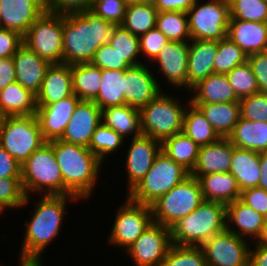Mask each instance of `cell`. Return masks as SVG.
I'll return each mask as SVG.
<instances>
[{"label": "cell", "instance_id": "53", "mask_svg": "<svg viewBox=\"0 0 267 266\" xmlns=\"http://www.w3.org/2000/svg\"><path fill=\"white\" fill-rule=\"evenodd\" d=\"M247 61L256 77L259 92L267 94V54L262 52L248 55Z\"/></svg>", "mask_w": 267, "mask_h": 266}, {"label": "cell", "instance_id": "54", "mask_svg": "<svg viewBox=\"0 0 267 266\" xmlns=\"http://www.w3.org/2000/svg\"><path fill=\"white\" fill-rule=\"evenodd\" d=\"M23 44V36L19 33L0 28V58L13 57Z\"/></svg>", "mask_w": 267, "mask_h": 266}, {"label": "cell", "instance_id": "9", "mask_svg": "<svg viewBox=\"0 0 267 266\" xmlns=\"http://www.w3.org/2000/svg\"><path fill=\"white\" fill-rule=\"evenodd\" d=\"M203 201L199 181L190 175L150 205L153 221L171 228Z\"/></svg>", "mask_w": 267, "mask_h": 266}, {"label": "cell", "instance_id": "29", "mask_svg": "<svg viewBox=\"0 0 267 266\" xmlns=\"http://www.w3.org/2000/svg\"><path fill=\"white\" fill-rule=\"evenodd\" d=\"M190 92L191 103H229L240 101L225 74L213 73L195 85Z\"/></svg>", "mask_w": 267, "mask_h": 266}, {"label": "cell", "instance_id": "14", "mask_svg": "<svg viewBox=\"0 0 267 266\" xmlns=\"http://www.w3.org/2000/svg\"><path fill=\"white\" fill-rule=\"evenodd\" d=\"M171 245L170 228L153 222L124 253L135 266H161Z\"/></svg>", "mask_w": 267, "mask_h": 266}, {"label": "cell", "instance_id": "36", "mask_svg": "<svg viewBox=\"0 0 267 266\" xmlns=\"http://www.w3.org/2000/svg\"><path fill=\"white\" fill-rule=\"evenodd\" d=\"M200 146L183 132L166 138L161 143V151L190 173L196 166Z\"/></svg>", "mask_w": 267, "mask_h": 266}, {"label": "cell", "instance_id": "56", "mask_svg": "<svg viewBox=\"0 0 267 266\" xmlns=\"http://www.w3.org/2000/svg\"><path fill=\"white\" fill-rule=\"evenodd\" d=\"M196 0H156L154 7L161 11H182L187 12L193 7Z\"/></svg>", "mask_w": 267, "mask_h": 266}, {"label": "cell", "instance_id": "31", "mask_svg": "<svg viewBox=\"0 0 267 266\" xmlns=\"http://www.w3.org/2000/svg\"><path fill=\"white\" fill-rule=\"evenodd\" d=\"M229 172L236 179L240 191L258 187L261 176L259 152L234 146Z\"/></svg>", "mask_w": 267, "mask_h": 266}, {"label": "cell", "instance_id": "45", "mask_svg": "<svg viewBox=\"0 0 267 266\" xmlns=\"http://www.w3.org/2000/svg\"><path fill=\"white\" fill-rule=\"evenodd\" d=\"M236 96L241 99L259 92L256 77L246 61L225 74Z\"/></svg>", "mask_w": 267, "mask_h": 266}, {"label": "cell", "instance_id": "39", "mask_svg": "<svg viewBox=\"0 0 267 266\" xmlns=\"http://www.w3.org/2000/svg\"><path fill=\"white\" fill-rule=\"evenodd\" d=\"M156 28L169 41L190 42L191 36L188 27L187 13L182 11H161L156 18Z\"/></svg>", "mask_w": 267, "mask_h": 266}, {"label": "cell", "instance_id": "59", "mask_svg": "<svg viewBox=\"0 0 267 266\" xmlns=\"http://www.w3.org/2000/svg\"><path fill=\"white\" fill-rule=\"evenodd\" d=\"M259 161L261 176L258 182V187L267 191V152L259 153Z\"/></svg>", "mask_w": 267, "mask_h": 266}, {"label": "cell", "instance_id": "26", "mask_svg": "<svg viewBox=\"0 0 267 266\" xmlns=\"http://www.w3.org/2000/svg\"><path fill=\"white\" fill-rule=\"evenodd\" d=\"M227 38L236 43L247 56L265 52L267 48V22L230 19Z\"/></svg>", "mask_w": 267, "mask_h": 266}, {"label": "cell", "instance_id": "25", "mask_svg": "<svg viewBox=\"0 0 267 266\" xmlns=\"http://www.w3.org/2000/svg\"><path fill=\"white\" fill-rule=\"evenodd\" d=\"M264 220L265 217L240 199L226 205V230L244 239L249 237L253 243L262 231Z\"/></svg>", "mask_w": 267, "mask_h": 266}, {"label": "cell", "instance_id": "15", "mask_svg": "<svg viewBox=\"0 0 267 266\" xmlns=\"http://www.w3.org/2000/svg\"><path fill=\"white\" fill-rule=\"evenodd\" d=\"M129 66L124 74L125 104L141 109L154 99L162 89L148 64Z\"/></svg>", "mask_w": 267, "mask_h": 266}, {"label": "cell", "instance_id": "28", "mask_svg": "<svg viewBox=\"0 0 267 266\" xmlns=\"http://www.w3.org/2000/svg\"><path fill=\"white\" fill-rule=\"evenodd\" d=\"M101 122L124 139L142 134L140 109L127 104L101 109Z\"/></svg>", "mask_w": 267, "mask_h": 266}, {"label": "cell", "instance_id": "13", "mask_svg": "<svg viewBox=\"0 0 267 266\" xmlns=\"http://www.w3.org/2000/svg\"><path fill=\"white\" fill-rule=\"evenodd\" d=\"M251 243L225 230L204 242L202 248L207 266H249Z\"/></svg>", "mask_w": 267, "mask_h": 266}, {"label": "cell", "instance_id": "57", "mask_svg": "<svg viewBox=\"0 0 267 266\" xmlns=\"http://www.w3.org/2000/svg\"><path fill=\"white\" fill-rule=\"evenodd\" d=\"M15 81L16 74L12 57L0 58V90Z\"/></svg>", "mask_w": 267, "mask_h": 266}, {"label": "cell", "instance_id": "22", "mask_svg": "<svg viewBox=\"0 0 267 266\" xmlns=\"http://www.w3.org/2000/svg\"><path fill=\"white\" fill-rule=\"evenodd\" d=\"M192 42V43H191ZM218 41L191 40L189 42L187 90L214 73Z\"/></svg>", "mask_w": 267, "mask_h": 266}, {"label": "cell", "instance_id": "1", "mask_svg": "<svg viewBox=\"0 0 267 266\" xmlns=\"http://www.w3.org/2000/svg\"><path fill=\"white\" fill-rule=\"evenodd\" d=\"M115 26L90 10L63 15V63H90L95 52L111 39Z\"/></svg>", "mask_w": 267, "mask_h": 266}, {"label": "cell", "instance_id": "4", "mask_svg": "<svg viewBox=\"0 0 267 266\" xmlns=\"http://www.w3.org/2000/svg\"><path fill=\"white\" fill-rule=\"evenodd\" d=\"M172 244L201 246L213 235L226 230V206L204 200L195 210L171 228Z\"/></svg>", "mask_w": 267, "mask_h": 266}, {"label": "cell", "instance_id": "48", "mask_svg": "<svg viewBox=\"0 0 267 266\" xmlns=\"http://www.w3.org/2000/svg\"><path fill=\"white\" fill-rule=\"evenodd\" d=\"M125 0H95L90 11L96 16L120 25L126 13Z\"/></svg>", "mask_w": 267, "mask_h": 266}, {"label": "cell", "instance_id": "16", "mask_svg": "<svg viewBox=\"0 0 267 266\" xmlns=\"http://www.w3.org/2000/svg\"><path fill=\"white\" fill-rule=\"evenodd\" d=\"M131 140L124 163L127 172V193L143 179L161 152V142L151 137L141 135Z\"/></svg>", "mask_w": 267, "mask_h": 266}, {"label": "cell", "instance_id": "33", "mask_svg": "<svg viewBox=\"0 0 267 266\" xmlns=\"http://www.w3.org/2000/svg\"><path fill=\"white\" fill-rule=\"evenodd\" d=\"M228 139L237 148L267 152V122H254L240 117Z\"/></svg>", "mask_w": 267, "mask_h": 266}, {"label": "cell", "instance_id": "52", "mask_svg": "<svg viewBox=\"0 0 267 266\" xmlns=\"http://www.w3.org/2000/svg\"><path fill=\"white\" fill-rule=\"evenodd\" d=\"M240 200L263 217H267V191L259 187L241 191Z\"/></svg>", "mask_w": 267, "mask_h": 266}, {"label": "cell", "instance_id": "38", "mask_svg": "<svg viewBox=\"0 0 267 266\" xmlns=\"http://www.w3.org/2000/svg\"><path fill=\"white\" fill-rule=\"evenodd\" d=\"M157 14L158 10L154 4H128L123 22L120 25L133 35L140 36L156 27Z\"/></svg>", "mask_w": 267, "mask_h": 266}, {"label": "cell", "instance_id": "63", "mask_svg": "<svg viewBox=\"0 0 267 266\" xmlns=\"http://www.w3.org/2000/svg\"><path fill=\"white\" fill-rule=\"evenodd\" d=\"M156 0H145V3L155 4Z\"/></svg>", "mask_w": 267, "mask_h": 266}, {"label": "cell", "instance_id": "30", "mask_svg": "<svg viewBox=\"0 0 267 266\" xmlns=\"http://www.w3.org/2000/svg\"><path fill=\"white\" fill-rule=\"evenodd\" d=\"M192 104L201 110L220 138H228L241 117L239 101Z\"/></svg>", "mask_w": 267, "mask_h": 266}, {"label": "cell", "instance_id": "7", "mask_svg": "<svg viewBox=\"0 0 267 266\" xmlns=\"http://www.w3.org/2000/svg\"><path fill=\"white\" fill-rule=\"evenodd\" d=\"M188 176V170L161 151L150 170L126 197L137 203L151 205Z\"/></svg>", "mask_w": 267, "mask_h": 266}, {"label": "cell", "instance_id": "11", "mask_svg": "<svg viewBox=\"0 0 267 266\" xmlns=\"http://www.w3.org/2000/svg\"><path fill=\"white\" fill-rule=\"evenodd\" d=\"M191 40L220 41L227 37L230 20L228 0H196L187 12Z\"/></svg>", "mask_w": 267, "mask_h": 266}, {"label": "cell", "instance_id": "37", "mask_svg": "<svg viewBox=\"0 0 267 266\" xmlns=\"http://www.w3.org/2000/svg\"><path fill=\"white\" fill-rule=\"evenodd\" d=\"M124 74L125 70L102 69L100 89L93 100L100 109L125 104Z\"/></svg>", "mask_w": 267, "mask_h": 266}, {"label": "cell", "instance_id": "32", "mask_svg": "<svg viewBox=\"0 0 267 266\" xmlns=\"http://www.w3.org/2000/svg\"><path fill=\"white\" fill-rule=\"evenodd\" d=\"M36 95L17 81L0 90V117L35 115Z\"/></svg>", "mask_w": 267, "mask_h": 266}, {"label": "cell", "instance_id": "44", "mask_svg": "<svg viewBox=\"0 0 267 266\" xmlns=\"http://www.w3.org/2000/svg\"><path fill=\"white\" fill-rule=\"evenodd\" d=\"M161 266H207V263L200 246L172 244Z\"/></svg>", "mask_w": 267, "mask_h": 266}, {"label": "cell", "instance_id": "42", "mask_svg": "<svg viewBox=\"0 0 267 266\" xmlns=\"http://www.w3.org/2000/svg\"><path fill=\"white\" fill-rule=\"evenodd\" d=\"M246 53L229 38L218 41V52L214 62V73L226 74L247 61Z\"/></svg>", "mask_w": 267, "mask_h": 266}, {"label": "cell", "instance_id": "3", "mask_svg": "<svg viewBox=\"0 0 267 266\" xmlns=\"http://www.w3.org/2000/svg\"><path fill=\"white\" fill-rule=\"evenodd\" d=\"M48 143L53 147L65 188L82 201L93 196L91 194L103 165L98 157L82 145L66 143L60 139Z\"/></svg>", "mask_w": 267, "mask_h": 266}, {"label": "cell", "instance_id": "27", "mask_svg": "<svg viewBox=\"0 0 267 266\" xmlns=\"http://www.w3.org/2000/svg\"><path fill=\"white\" fill-rule=\"evenodd\" d=\"M204 200L231 204L240 199L241 191L230 172L201 175L198 178Z\"/></svg>", "mask_w": 267, "mask_h": 266}, {"label": "cell", "instance_id": "35", "mask_svg": "<svg viewBox=\"0 0 267 266\" xmlns=\"http://www.w3.org/2000/svg\"><path fill=\"white\" fill-rule=\"evenodd\" d=\"M73 92L80 100L93 101L99 92L102 70L91 63L71 65Z\"/></svg>", "mask_w": 267, "mask_h": 266}, {"label": "cell", "instance_id": "61", "mask_svg": "<svg viewBox=\"0 0 267 266\" xmlns=\"http://www.w3.org/2000/svg\"><path fill=\"white\" fill-rule=\"evenodd\" d=\"M20 265L18 266H43L42 262H35V261H19Z\"/></svg>", "mask_w": 267, "mask_h": 266}, {"label": "cell", "instance_id": "8", "mask_svg": "<svg viewBox=\"0 0 267 266\" xmlns=\"http://www.w3.org/2000/svg\"><path fill=\"white\" fill-rule=\"evenodd\" d=\"M45 143L36 115L0 117V145L21 166Z\"/></svg>", "mask_w": 267, "mask_h": 266}, {"label": "cell", "instance_id": "58", "mask_svg": "<svg viewBox=\"0 0 267 266\" xmlns=\"http://www.w3.org/2000/svg\"><path fill=\"white\" fill-rule=\"evenodd\" d=\"M252 245L249 251V266H267V246L255 243L253 247Z\"/></svg>", "mask_w": 267, "mask_h": 266}, {"label": "cell", "instance_id": "10", "mask_svg": "<svg viewBox=\"0 0 267 266\" xmlns=\"http://www.w3.org/2000/svg\"><path fill=\"white\" fill-rule=\"evenodd\" d=\"M63 15L46 10L23 36V44L50 64L63 63Z\"/></svg>", "mask_w": 267, "mask_h": 266}, {"label": "cell", "instance_id": "41", "mask_svg": "<svg viewBox=\"0 0 267 266\" xmlns=\"http://www.w3.org/2000/svg\"><path fill=\"white\" fill-rule=\"evenodd\" d=\"M123 142L125 139L122 136L101 122L92 135L88 149L103 163L107 155L118 152Z\"/></svg>", "mask_w": 267, "mask_h": 266}, {"label": "cell", "instance_id": "47", "mask_svg": "<svg viewBox=\"0 0 267 266\" xmlns=\"http://www.w3.org/2000/svg\"><path fill=\"white\" fill-rule=\"evenodd\" d=\"M241 118L254 122H267V94L257 92L240 99Z\"/></svg>", "mask_w": 267, "mask_h": 266}, {"label": "cell", "instance_id": "12", "mask_svg": "<svg viewBox=\"0 0 267 266\" xmlns=\"http://www.w3.org/2000/svg\"><path fill=\"white\" fill-rule=\"evenodd\" d=\"M117 210L108 244L124 251L154 222L151 206L134 202L128 197Z\"/></svg>", "mask_w": 267, "mask_h": 266}, {"label": "cell", "instance_id": "34", "mask_svg": "<svg viewBox=\"0 0 267 266\" xmlns=\"http://www.w3.org/2000/svg\"><path fill=\"white\" fill-rule=\"evenodd\" d=\"M186 104L182 132L200 147L217 142L220 137L201 110L190 102V98Z\"/></svg>", "mask_w": 267, "mask_h": 266}, {"label": "cell", "instance_id": "2", "mask_svg": "<svg viewBox=\"0 0 267 266\" xmlns=\"http://www.w3.org/2000/svg\"><path fill=\"white\" fill-rule=\"evenodd\" d=\"M38 198L32 218L24 222L26 232L18 256L20 261L42 262L44 250L62 229L66 205L80 201L74 195H42Z\"/></svg>", "mask_w": 267, "mask_h": 266}, {"label": "cell", "instance_id": "23", "mask_svg": "<svg viewBox=\"0 0 267 266\" xmlns=\"http://www.w3.org/2000/svg\"><path fill=\"white\" fill-rule=\"evenodd\" d=\"M71 65L51 64L36 95L37 105H49L73 95Z\"/></svg>", "mask_w": 267, "mask_h": 266}, {"label": "cell", "instance_id": "46", "mask_svg": "<svg viewBox=\"0 0 267 266\" xmlns=\"http://www.w3.org/2000/svg\"><path fill=\"white\" fill-rule=\"evenodd\" d=\"M230 19L267 22V2L264 0H228Z\"/></svg>", "mask_w": 267, "mask_h": 266}, {"label": "cell", "instance_id": "20", "mask_svg": "<svg viewBox=\"0 0 267 266\" xmlns=\"http://www.w3.org/2000/svg\"><path fill=\"white\" fill-rule=\"evenodd\" d=\"M101 123V109L93 101L81 100L60 138L63 142L89 147L92 135Z\"/></svg>", "mask_w": 267, "mask_h": 266}, {"label": "cell", "instance_id": "62", "mask_svg": "<svg viewBox=\"0 0 267 266\" xmlns=\"http://www.w3.org/2000/svg\"><path fill=\"white\" fill-rule=\"evenodd\" d=\"M127 4H132V3H145V0H125Z\"/></svg>", "mask_w": 267, "mask_h": 266}, {"label": "cell", "instance_id": "17", "mask_svg": "<svg viewBox=\"0 0 267 266\" xmlns=\"http://www.w3.org/2000/svg\"><path fill=\"white\" fill-rule=\"evenodd\" d=\"M47 10V0H0V28L24 36Z\"/></svg>", "mask_w": 267, "mask_h": 266}, {"label": "cell", "instance_id": "6", "mask_svg": "<svg viewBox=\"0 0 267 266\" xmlns=\"http://www.w3.org/2000/svg\"><path fill=\"white\" fill-rule=\"evenodd\" d=\"M187 106L164 91L140 109L141 129L144 136L163 142L183 130V118Z\"/></svg>", "mask_w": 267, "mask_h": 266}, {"label": "cell", "instance_id": "49", "mask_svg": "<svg viewBox=\"0 0 267 266\" xmlns=\"http://www.w3.org/2000/svg\"><path fill=\"white\" fill-rule=\"evenodd\" d=\"M92 65L102 69L125 70L129 65L121 59L117 52L109 45L103 44L94 54Z\"/></svg>", "mask_w": 267, "mask_h": 266}, {"label": "cell", "instance_id": "18", "mask_svg": "<svg viewBox=\"0 0 267 266\" xmlns=\"http://www.w3.org/2000/svg\"><path fill=\"white\" fill-rule=\"evenodd\" d=\"M81 100L75 95L49 105H37L36 118L46 142L60 139Z\"/></svg>", "mask_w": 267, "mask_h": 266}, {"label": "cell", "instance_id": "55", "mask_svg": "<svg viewBox=\"0 0 267 266\" xmlns=\"http://www.w3.org/2000/svg\"><path fill=\"white\" fill-rule=\"evenodd\" d=\"M22 166L0 145V178H21Z\"/></svg>", "mask_w": 267, "mask_h": 266}, {"label": "cell", "instance_id": "24", "mask_svg": "<svg viewBox=\"0 0 267 266\" xmlns=\"http://www.w3.org/2000/svg\"><path fill=\"white\" fill-rule=\"evenodd\" d=\"M233 150L234 145L228 138L201 146L196 166L190 175L198 178L201 175L229 172Z\"/></svg>", "mask_w": 267, "mask_h": 266}, {"label": "cell", "instance_id": "51", "mask_svg": "<svg viewBox=\"0 0 267 266\" xmlns=\"http://www.w3.org/2000/svg\"><path fill=\"white\" fill-rule=\"evenodd\" d=\"M95 0H47V10L66 15L91 10Z\"/></svg>", "mask_w": 267, "mask_h": 266}, {"label": "cell", "instance_id": "21", "mask_svg": "<svg viewBox=\"0 0 267 266\" xmlns=\"http://www.w3.org/2000/svg\"><path fill=\"white\" fill-rule=\"evenodd\" d=\"M16 81L25 89L37 95L41 89L48 61L37 56L34 51L22 44L12 57Z\"/></svg>", "mask_w": 267, "mask_h": 266}, {"label": "cell", "instance_id": "40", "mask_svg": "<svg viewBox=\"0 0 267 266\" xmlns=\"http://www.w3.org/2000/svg\"><path fill=\"white\" fill-rule=\"evenodd\" d=\"M108 43L129 66L145 63L139 60L141 56L139 36L133 35L121 25L115 26Z\"/></svg>", "mask_w": 267, "mask_h": 266}, {"label": "cell", "instance_id": "50", "mask_svg": "<svg viewBox=\"0 0 267 266\" xmlns=\"http://www.w3.org/2000/svg\"><path fill=\"white\" fill-rule=\"evenodd\" d=\"M169 39L156 27L139 36L140 53L154 60Z\"/></svg>", "mask_w": 267, "mask_h": 266}, {"label": "cell", "instance_id": "5", "mask_svg": "<svg viewBox=\"0 0 267 266\" xmlns=\"http://www.w3.org/2000/svg\"><path fill=\"white\" fill-rule=\"evenodd\" d=\"M21 182L26 196L72 195L64 186L63 175L53 147L46 142L22 165Z\"/></svg>", "mask_w": 267, "mask_h": 266}, {"label": "cell", "instance_id": "43", "mask_svg": "<svg viewBox=\"0 0 267 266\" xmlns=\"http://www.w3.org/2000/svg\"><path fill=\"white\" fill-rule=\"evenodd\" d=\"M30 198L24 192L21 178H0V215L11 208L26 207Z\"/></svg>", "mask_w": 267, "mask_h": 266}, {"label": "cell", "instance_id": "60", "mask_svg": "<svg viewBox=\"0 0 267 266\" xmlns=\"http://www.w3.org/2000/svg\"><path fill=\"white\" fill-rule=\"evenodd\" d=\"M255 244L267 246V217L264 220L262 231L257 240L255 241Z\"/></svg>", "mask_w": 267, "mask_h": 266}, {"label": "cell", "instance_id": "19", "mask_svg": "<svg viewBox=\"0 0 267 266\" xmlns=\"http://www.w3.org/2000/svg\"><path fill=\"white\" fill-rule=\"evenodd\" d=\"M188 53L189 42L169 41L151 62H157L159 73L164 74L163 77L171 86L179 90L185 87L187 90Z\"/></svg>", "mask_w": 267, "mask_h": 266}]
</instances>
